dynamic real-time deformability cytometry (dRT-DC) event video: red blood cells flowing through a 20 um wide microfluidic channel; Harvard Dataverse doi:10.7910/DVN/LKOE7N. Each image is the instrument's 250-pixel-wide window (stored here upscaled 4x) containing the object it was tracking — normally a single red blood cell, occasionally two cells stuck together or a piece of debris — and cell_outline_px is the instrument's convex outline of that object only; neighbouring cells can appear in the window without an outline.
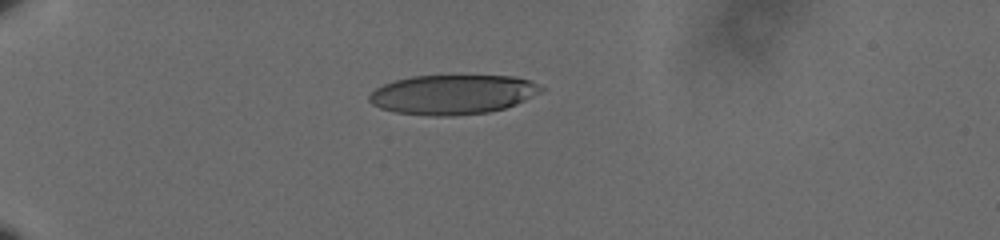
{"species": "human", "species_latin": "Homo sapiens", "temperature_condition": "cold", "stored_images_in_passage": 22, "camera_frame_rate_fps": 3000, "um_per_image_px": 0.085, "donor": {"sex": "male"}, "frame": {"image": 1, "passage_image": 1, "time_ms": 0.0, "image_size_px": [1000, 240], "cell_outline_px": [[548, 88], [516, 104], [504, 108], [488, 112], [452, 116], [432, 116], [396, 112], [380, 108], [372, 104], [368, 100], [368, 96], [376, 88], [384, 84], [396, 80], [412, 76], [516, 76], [528, 80]], "centroid_in_image_um": [38.48, 8.03], "position_along_channel_um": 46.5, "area_um2": 39.54}}
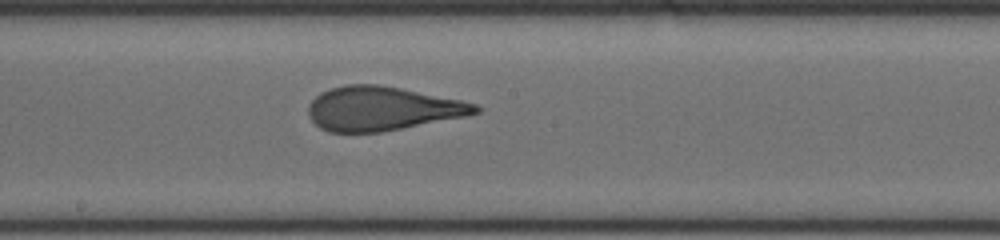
{"frame": {"image": 2, "passage_image": 9, "time_ms": 2.667, "image_size_px": [1000, 240], "cell_outline_px": [[480, 112], [464, 116], [380, 132], [328, 132], [320, 128], [308, 116], [308, 104], [320, 92], [344, 84], [376, 84], [400, 88], [460, 100], [476, 104], [480, 108]], "centroid_in_image_um": [32.42, 9.22], "position_along_channel_um": 215.8, "area_um2": 42.43}}
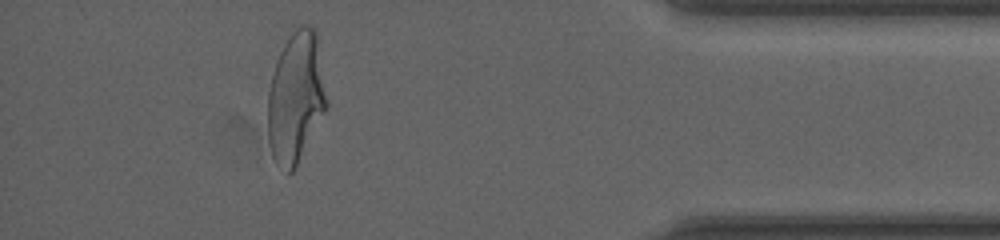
{"frame": {"image": 3, "passage_image": 18, "time_ms": 5.667, "image_size_px": [1000, 240], "cell_outline_px": [[328, 104], [296, 168], [288, 176], [276, 164], [272, 156], [268, 140], [268, 92], [276, 60], [284, 44], [292, 32], [296, 28], [304, 24], [312, 28], [316, 32]], "centroid_in_image_um": [25.12, 8.35], "position_along_channel_um": 410.1, "area_um2": 44.8}}